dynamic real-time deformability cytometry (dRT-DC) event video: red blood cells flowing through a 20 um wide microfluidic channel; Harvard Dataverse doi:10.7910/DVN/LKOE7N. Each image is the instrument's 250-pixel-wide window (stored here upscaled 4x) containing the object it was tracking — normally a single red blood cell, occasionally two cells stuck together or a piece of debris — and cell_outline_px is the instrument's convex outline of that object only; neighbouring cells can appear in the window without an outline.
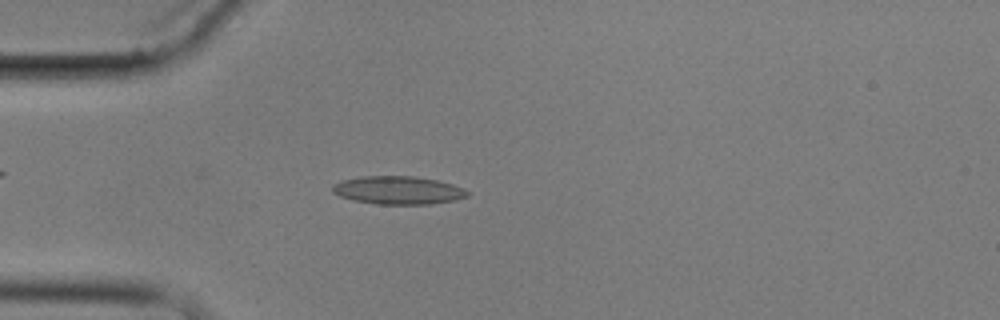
{"species": "common noctule bat (a hibernating species)", "species_latin": "Nyctalus noctula", "temperature_condition": "cold", "stored_images_in_passage": 3, "camera_frame_rate_fps": 3000, "um_per_image_px": 0.085, "animal": {"sex": "male", "body_mass_g": 17.9}, "frame": {"image": 1, "passage_image": 3, "time_ms": 3.0, "image_size_px": [1000, 320], "cell_outline_px": [[468, 196], [456, 200], [432, 204], [376, 204], [352, 200], [340, 196], [332, 192], [332, 184], [340, 180], [360, 176], [412, 176], [436, 180], [452, 184], [468, 192]], "centroid_in_image_um": [33.78, 16.17], "position_along_channel_um": 51.2, "area_um2": 22.14}}